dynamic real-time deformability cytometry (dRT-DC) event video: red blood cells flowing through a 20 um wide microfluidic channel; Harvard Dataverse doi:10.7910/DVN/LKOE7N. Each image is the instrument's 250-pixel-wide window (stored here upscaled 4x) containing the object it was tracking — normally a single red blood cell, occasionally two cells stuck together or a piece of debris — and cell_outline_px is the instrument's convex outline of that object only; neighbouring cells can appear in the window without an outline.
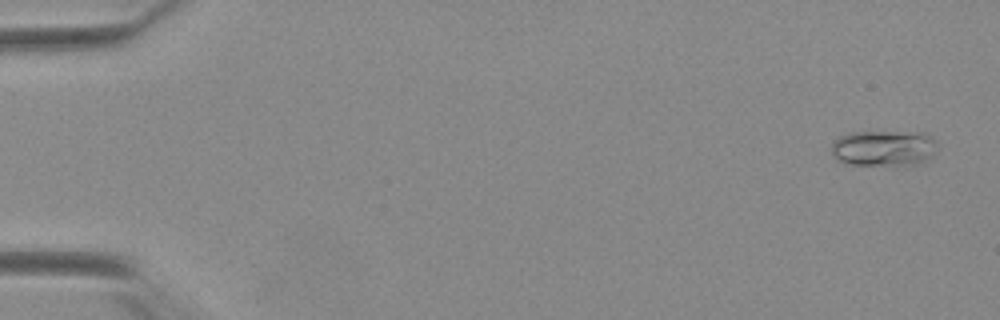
{"species": "Egyptian fruit bat (a non-hibernating species)", "species_latin": "Rousettus aegyptiacus", "temperature_condition": "warm", "stored_images_in_passage": 52, "camera_frame_rate_fps": 3000, "um_per_image_px": 0.085, "animal": {"sex": "female"}, "frame": {"image": 1, "passage_image": 1, "time_ms": 0.0, "image_size_px": [1000, 320], "cell_outline_px": [[940, 148], [916, 164], [904, 168], [892, 168], [852, 164], [836, 160], [832, 152], [832, 140], [848, 132], [924, 132], [936, 140]], "centroid_in_image_um": [75.13, 12.63], "position_along_channel_um": 9.9, "area_um2": 23.06}}
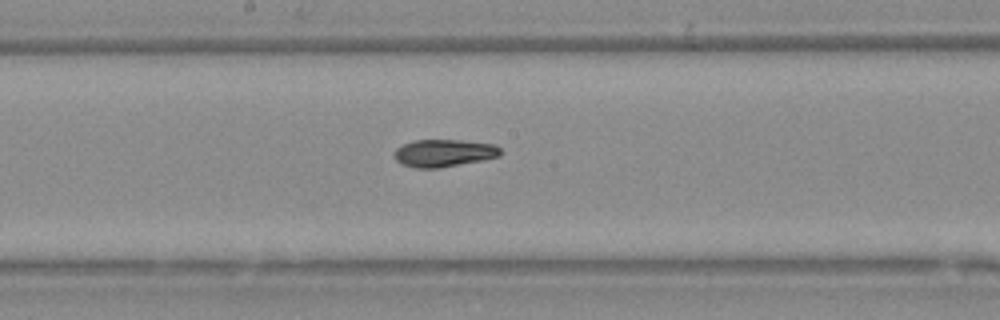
{"frame": {"image": 2, "passage_image": 28, "time_ms": 9.0, "image_size_px": [1000, 320], "cell_outline_px": [[500, 156], [440, 168], [416, 168], [400, 164], [392, 156], [396, 148], [412, 140], [460, 140], [496, 144], [500, 148]], "centroid_in_image_um": [37.68, 13.01], "position_along_channel_um": 210.5, "area_um2": 17.05}}
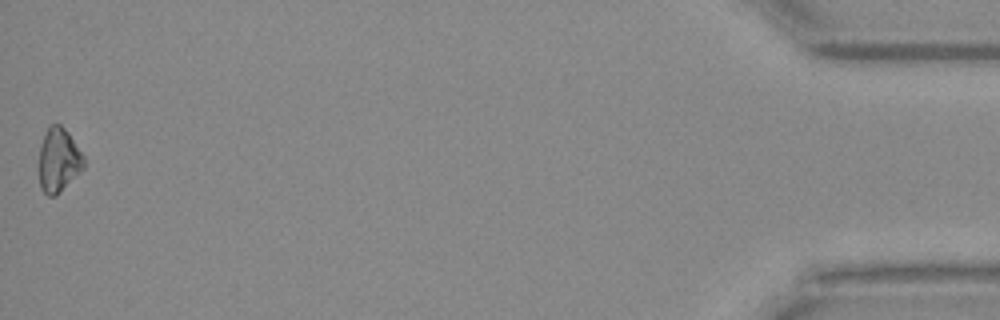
{"frame": {"image": 3, "passage_image": 52, "time_ms": 17.0, "image_size_px": [1000, 320], "cell_outline_px": [[84, 168], [56, 196], [48, 196], [40, 188], [40, 148], [48, 124], [60, 124], [68, 132], [84, 156]], "centroid_in_image_um": [4.99, 13.61], "position_along_channel_um": 430.2, "area_um2": 16.59}, "authors_computed_cell_mechanics": {"area_um2": 16.9065, "velocity_mm_per_s": 3.9106, "shape_relaxation_time_tau1_ms": 10.6882, "shape_relaxation_time_tau2_ms": 4.6305, "deformation_change_tau1": 0.2493, "deformation_change_tau2": 0.0753}}